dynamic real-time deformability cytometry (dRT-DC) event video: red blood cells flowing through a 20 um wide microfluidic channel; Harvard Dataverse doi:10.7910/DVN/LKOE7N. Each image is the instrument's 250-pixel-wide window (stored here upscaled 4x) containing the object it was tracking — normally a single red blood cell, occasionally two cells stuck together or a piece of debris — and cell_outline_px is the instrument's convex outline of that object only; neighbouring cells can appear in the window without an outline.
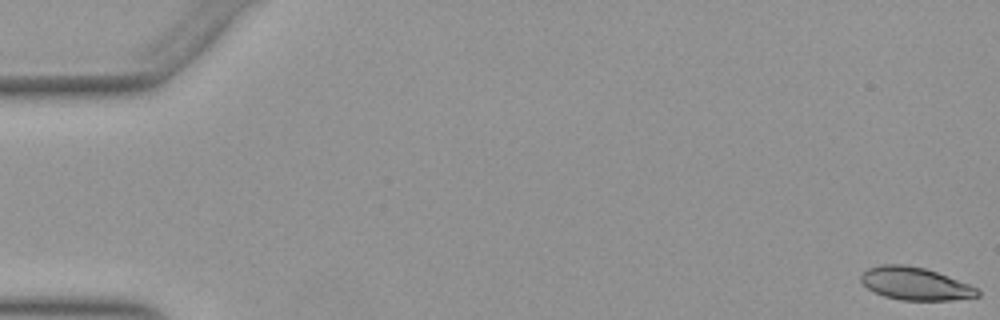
{"species": "Egyptian fruit bat (a non-hibernating species)", "species_latin": "Rousettus aegyptiacus", "temperature_condition": "warm", "stored_images_in_passage": 54, "camera_frame_rate_fps": 3000, "um_per_image_px": 0.085, "animal": {"sex": "female"}, "frame": {"image": 1, "passage_image": 1, "time_ms": 0.0, "image_size_px": [1000, 320], "cell_outline_px": [[980, 296], [952, 300], [900, 300], [884, 296], [868, 288], [860, 280], [860, 276], [868, 268], [880, 264], [904, 264], [924, 268], [948, 276], [968, 284], [976, 288], [980, 292]], "centroid_in_image_um": [77.78, 24.11], "position_along_channel_um": 7.2, "area_um2": 22.08}}
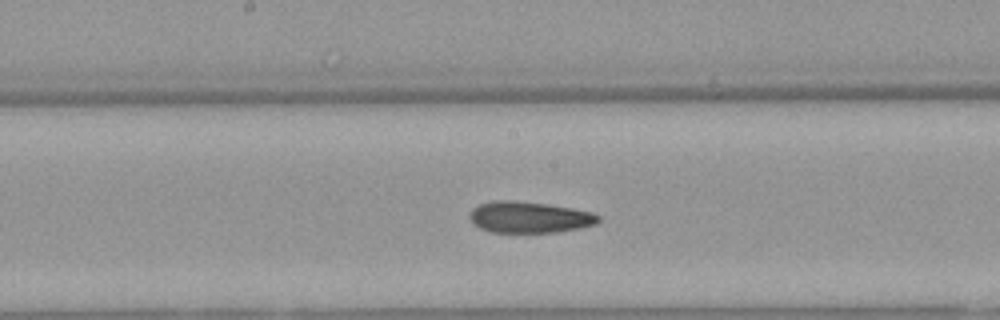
{"frame": {"image": 2, "passage_image": 28, "time_ms": 9.0, "image_size_px": [1000, 320], "cell_outline_px": [[600, 220], [596, 224], [580, 228], [556, 232], [492, 232], [480, 228], [468, 216], [472, 208], [476, 204], [496, 200], [512, 200], [544, 204], [572, 208], [592, 212], [600, 216]], "centroid_in_image_um": [44.98, 18.46], "position_along_channel_um": 203.2, "area_um2": 23.41}}
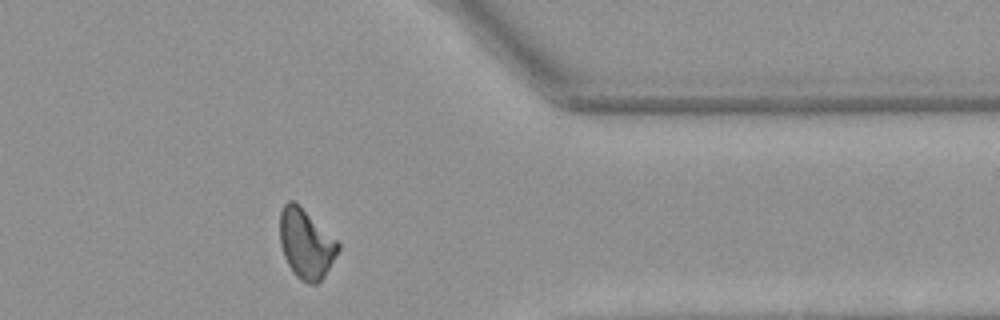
{"frame": {"image": 3, "passage_image": 43, "time_ms": 14.0, "image_size_px": [1000, 320], "cell_outline_px": [[340, 248], [324, 276], [316, 284], [308, 284], [300, 280], [292, 272], [284, 256], [280, 244], [280, 212], [284, 204], [288, 200], [292, 200], [336, 240], [340, 244]], "centroid_in_image_um": [25.98, 20.76], "position_along_channel_um": 385.4, "area_um2": 23.06}, "authors_computed_cell_mechanics": {"area_um2": 23.409, "velocity_mm_per_s": 3.9233, "shape_relaxation_time_tau1_ms": null, "shape_relaxation_time_tau2_ms": 4.6282, "deformation_change_tau1": null, "deformation_change_tau2": 0.1168}}